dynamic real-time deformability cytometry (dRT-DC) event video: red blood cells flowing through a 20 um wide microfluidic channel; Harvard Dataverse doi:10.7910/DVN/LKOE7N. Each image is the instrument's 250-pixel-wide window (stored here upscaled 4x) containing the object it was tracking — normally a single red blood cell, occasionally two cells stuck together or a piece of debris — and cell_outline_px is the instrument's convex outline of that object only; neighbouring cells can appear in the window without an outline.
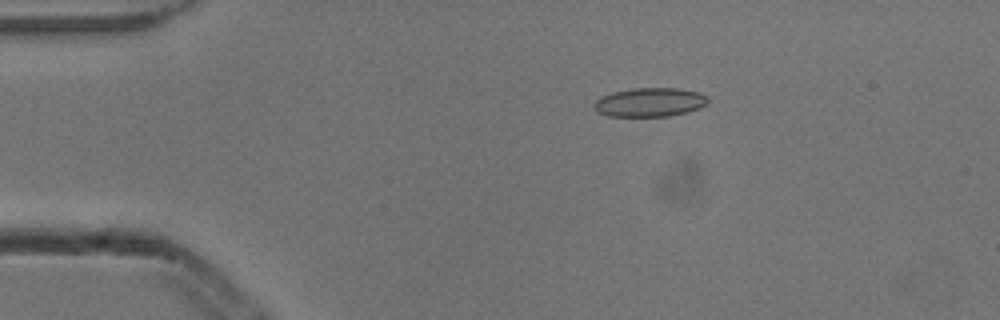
{"species": "common noctule bat (a hibernating species)", "species_latin": "Nyctalus noctula", "temperature_condition": "cold", "stored_images_in_passage": 6, "camera_frame_rate_fps": 3000, "um_per_image_px": 0.085, "animal": {"sex": "male", "body_mass_g": 13.3}, "frame": {"image": 1, "passage_image": 2, "time_ms": 0.333, "image_size_px": [1000, 320], "cell_outline_px": [[708, 100], [700, 108], [688, 112], [668, 116], [608, 116], [596, 112], [592, 104], [596, 100], [612, 92], [632, 88], [680, 88], [700, 92], [708, 96]], "centroid_in_image_um": [55.23, 8.69], "position_along_channel_um": 29.8, "area_um2": 19.31}}
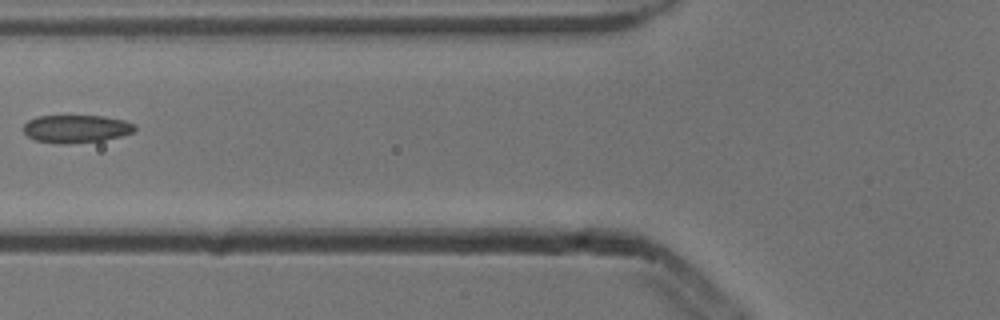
{"frame": {"image": 2, "passage_image": 5, "time_ms": 1.333, "image_size_px": [1000, 320], "cell_outline_px": [[136, 128], [132, 132], [120, 136], [104, 140], [68, 144], [56, 144], [36, 140], [28, 136], [24, 132], [24, 124], [28, 120], [36, 116], [104, 116], [124, 120], [136, 124]], "centroid_in_image_um": [6.47, 10.95], "position_along_channel_um": 119.3, "area_um2": 18.15}}
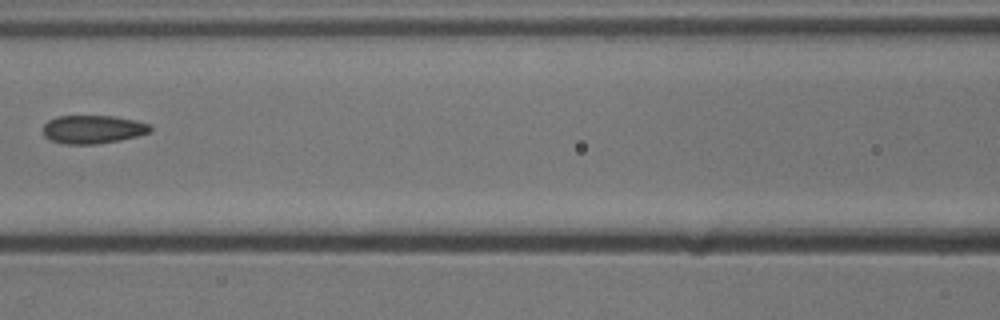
{"frame": {"image": 3, "passage_image": 6, "time_ms": 1.667, "image_size_px": [1000, 320], "cell_outline_px": [[152, 132], [120, 140], [92, 144], [64, 144], [52, 140], [44, 136], [44, 124], [48, 120], [56, 116], [116, 116], [136, 120], [148, 124], [152, 128]], "centroid_in_image_um": [7.91, 10.98], "position_along_channel_um": 158.7, "area_um2": 17.69}}